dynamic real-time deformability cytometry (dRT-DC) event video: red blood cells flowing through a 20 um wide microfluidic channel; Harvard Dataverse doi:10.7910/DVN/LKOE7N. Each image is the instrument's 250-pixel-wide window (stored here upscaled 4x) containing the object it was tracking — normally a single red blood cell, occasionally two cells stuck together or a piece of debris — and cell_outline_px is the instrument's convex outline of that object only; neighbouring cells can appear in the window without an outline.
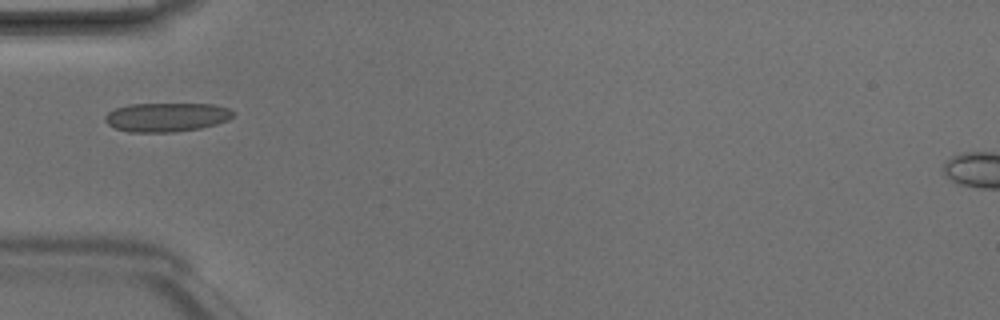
{"species": "Egyptian fruit bat (a non-hibernating species)", "species_latin": "Rousettus aegyptiacus", "temperature_condition": "room temperature", "stored_images_in_passage": 1, "camera_frame_rate_fps": 3000, "um_per_image_px": 0.085, "animal": {"sex": "male"}, "frame": {"image": 1, "passage_image": 1, "time_ms": 0.0, "image_size_px": [1000, 320], "cell_outline_px": [[236, 112], [228, 120], [216, 124], [200, 128], [172, 132], [128, 132], [116, 128], [108, 124], [104, 120], [104, 116], [108, 112], [116, 108], [128, 104], [212, 104], [228, 108]], "centroid_in_image_um": [14.15, 9.95], "position_along_channel_um": 70.9, "area_um2": 21.62}}